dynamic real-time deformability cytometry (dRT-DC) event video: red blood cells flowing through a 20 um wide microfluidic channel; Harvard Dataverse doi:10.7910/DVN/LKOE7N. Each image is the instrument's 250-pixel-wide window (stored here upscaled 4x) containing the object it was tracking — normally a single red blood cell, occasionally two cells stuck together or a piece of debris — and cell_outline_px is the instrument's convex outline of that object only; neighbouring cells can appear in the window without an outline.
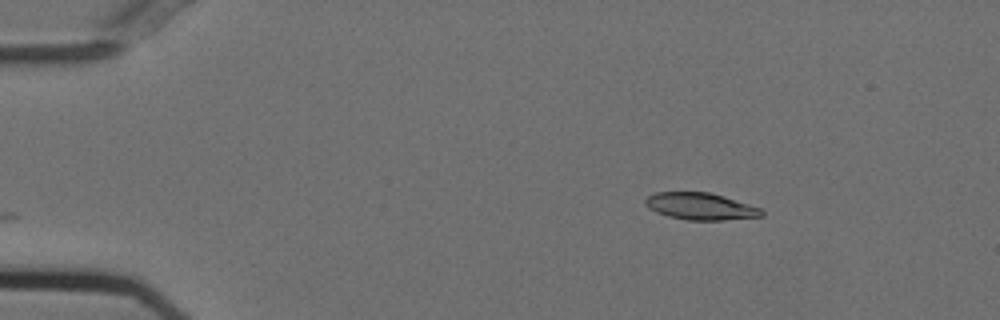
{"species": "Egyptian fruit bat (a non-hibernating species)", "species_latin": "Rousettus aegyptiacus", "temperature_condition": "cold", "stored_images_in_passage": 41, "camera_frame_rate_fps": 3000, "um_per_image_px": 0.085, "animal": {"sex": "female"}, "frame": {"image": 1, "passage_image": 1, "time_ms": 0.0, "image_size_px": [1000, 320], "cell_outline_px": [[764, 216], [724, 220], [688, 220], [668, 216], [656, 212], [648, 208], [644, 204], [644, 200], [648, 196], [656, 192], [708, 192], [724, 196], [760, 208], [764, 212]], "centroid_in_image_um": [59.52, 17.54], "position_along_channel_um": 25.5, "area_um2": 18.26}}
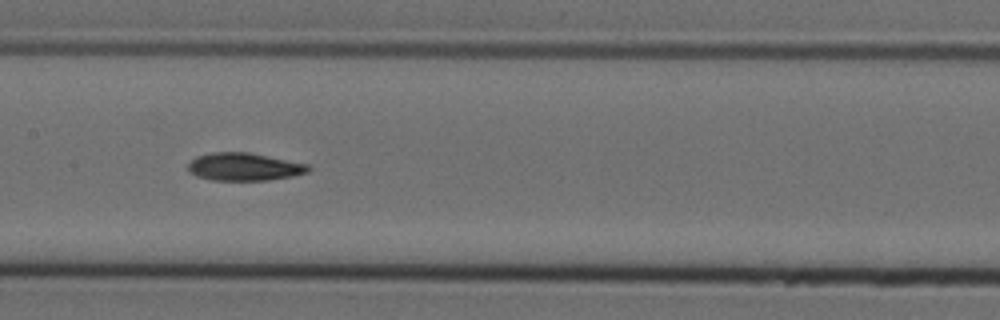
{"frame": {"image": 2, "passage_image": 20, "time_ms": 6.333, "image_size_px": [1000, 320], "cell_outline_px": [[312, 168], [308, 172], [292, 176], [268, 180], [212, 180], [196, 176], [188, 172], [188, 164], [196, 156], [212, 152], [248, 152], [308, 164]], "centroid_in_image_um": [20.74, 14.18], "position_along_channel_um": 186.7, "area_um2": 19.48}}
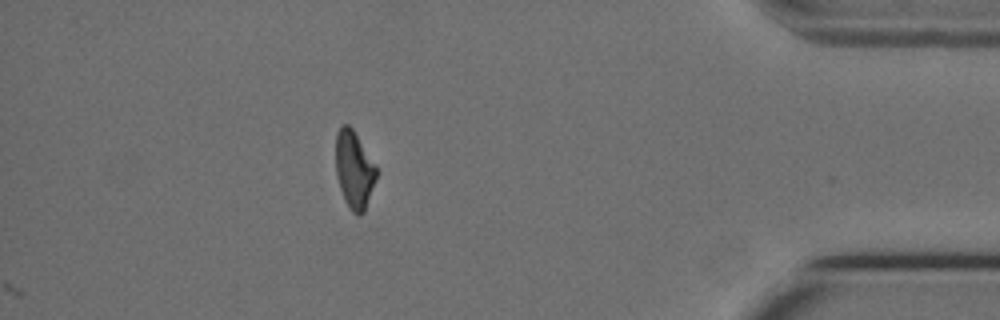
{"frame": {"image": 3, "passage_image": 41, "time_ms": 13.333, "image_size_px": [1000, 320], "cell_outline_px": [[376, 176], [364, 212], [356, 216], [348, 208], [344, 200], [336, 176], [336, 132], [340, 124], [348, 124], [352, 128], [376, 164]], "centroid_in_image_um": [30.08, 14.41], "position_along_channel_um": 405.1, "area_um2": 18.38}, "authors_computed_cell_mechanics": {"area_um2": 19.3052, "velocity_mm_per_s": 3.7257, "shape_relaxation_time_tau1_ms": 10.1552, "shape_relaxation_time_tau2_ms": 8.2141, "deformation_change_tau1": 0.2209, "deformation_change_tau2": 0.1538}}